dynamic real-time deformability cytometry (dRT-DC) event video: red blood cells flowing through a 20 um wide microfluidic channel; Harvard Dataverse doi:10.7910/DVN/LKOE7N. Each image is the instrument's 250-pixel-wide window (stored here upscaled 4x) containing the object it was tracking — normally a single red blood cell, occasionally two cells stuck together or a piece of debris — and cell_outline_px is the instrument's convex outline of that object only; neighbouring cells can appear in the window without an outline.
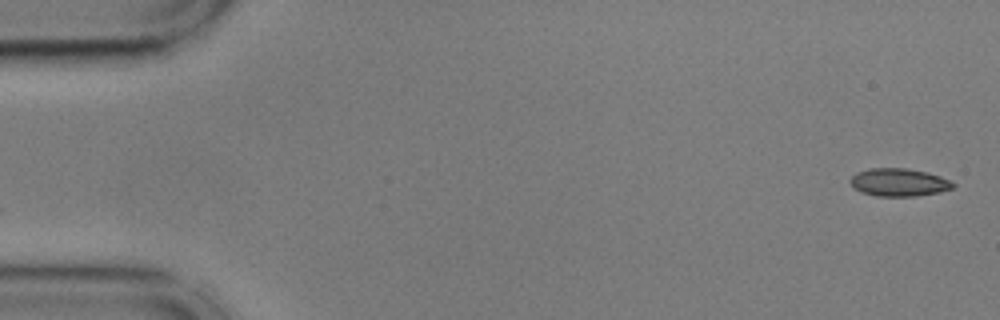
{"species": "common noctule bat (a hibernating species)", "species_latin": "Nyctalus noctula", "temperature_condition": "cold", "stored_images_in_passage": 54, "camera_frame_rate_fps": 3000, "um_per_image_px": 0.085, "animal": {"sex": "male", "body_mass_g": 17.9, "forearm_length_mm": 54.2}, "frame": {"image": 1, "passage_image": 1, "time_ms": 0.0, "image_size_px": [1000, 320], "cell_outline_px": [[956, 184], [952, 188], [940, 192], [916, 196], [876, 196], [860, 192], [848, 180], [856, 172], [868, 168], [904, 168], [924, 172], [940, 176]], "centroid_in_image_um": [76.37, 15.5], "position_along_channel_um": 8.6, "area_um2": 16.59}}
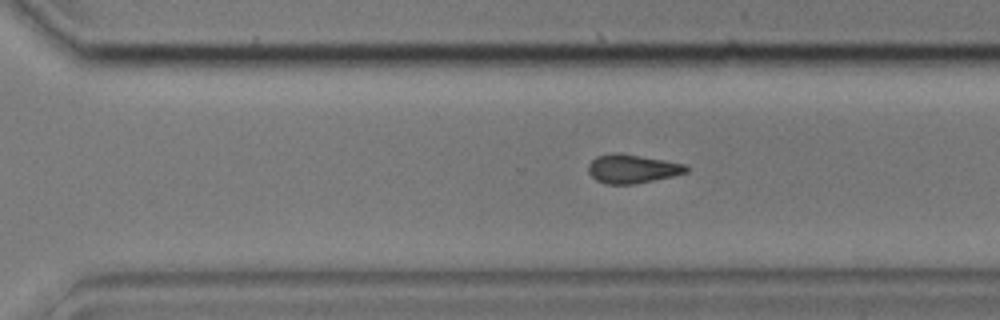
{"frame": {"image": 2, "passage_image": 37, "time_ms": 12.0, "image_size_px": [1000, 320], "cell_outline_px": [[688, 172], [672, 176], [636, 184], [604, 184], [596, 180], [588, 172], [588, 164], [596, 156], [612, 152], [620, 152], [664, 160], [684, 164], [688, 168]], "centroid_in_image_um": [53.7, 14.34], "position_along_channel_um": 316.9, "area_um2": 16.53}}
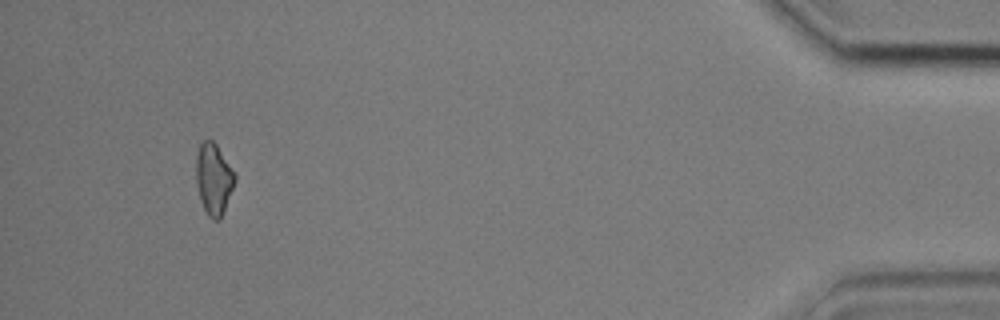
{"frame": {"image": 3, "passage_image": 51, "time_ms": 16.667, "image_size_px": [1000, 320], "cell_outline_px": [[236, 180], [220, 220], [212, 220], [208, 216], [200, 200], [196, 184], [196, 156], [200, 144], [204, 140], [212, 140], [216, 144], [236, 172]], "centroid_in_image_um": [18.17, 15.21], "position_along_channel_um": 417.0, "area_um2": 16.24}, "authors_computed_cell_mechanics": {"area_um2": 16.6175, "velocity_mm_per_s": 3.6287, "shape_relaxation_time_tau1_ms": 4.2078, "shape_relaxation_time_tau2_ms": 8.9494, "deformation_change_tau1": 0.0953, "deformation_change_tau2": 0.1784}}